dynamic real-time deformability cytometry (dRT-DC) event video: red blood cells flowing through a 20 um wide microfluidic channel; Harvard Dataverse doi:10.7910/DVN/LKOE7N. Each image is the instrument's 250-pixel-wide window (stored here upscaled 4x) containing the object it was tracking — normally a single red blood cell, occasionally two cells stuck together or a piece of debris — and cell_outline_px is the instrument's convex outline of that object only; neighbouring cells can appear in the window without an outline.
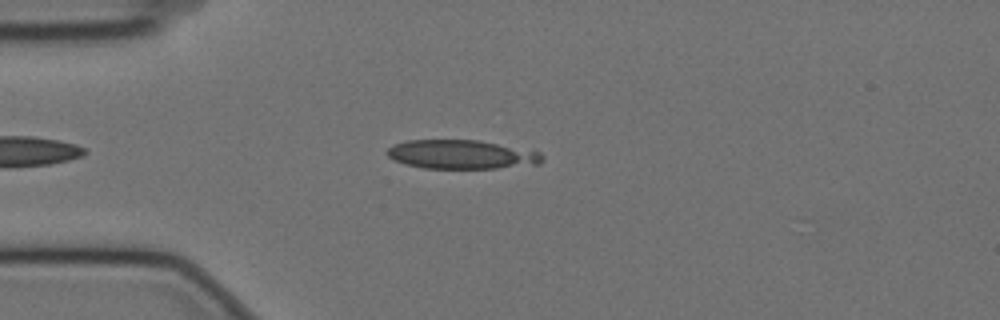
{"species": "Egyptian fruit bat (a non-hibernating species)", "species_latin": "Rousettus aegyptiacus", "temperature_condition": "cold", "stored_images_in_passage": 9, "camera_frame_rate_fps": 3000, "um_per_image_px": 0.085, "animal": {"sex": "female"}, "frame": {"image": 1, "passage_image": 8, "time_ms": 2.333, "image_size_px": [1000, 320], "cell_outline_px": [[544, 160], [540, 164], [496, 168], [424, 168], [404, 164], [388, 156], [384, 152], [392, 144], [408, 140], [476, 140], [540, 152], [544, 156]], "centroid_in_image_um": [39.2, 13.13], "position_along_channel_um": 45.8, "area_um2": 26.07}}